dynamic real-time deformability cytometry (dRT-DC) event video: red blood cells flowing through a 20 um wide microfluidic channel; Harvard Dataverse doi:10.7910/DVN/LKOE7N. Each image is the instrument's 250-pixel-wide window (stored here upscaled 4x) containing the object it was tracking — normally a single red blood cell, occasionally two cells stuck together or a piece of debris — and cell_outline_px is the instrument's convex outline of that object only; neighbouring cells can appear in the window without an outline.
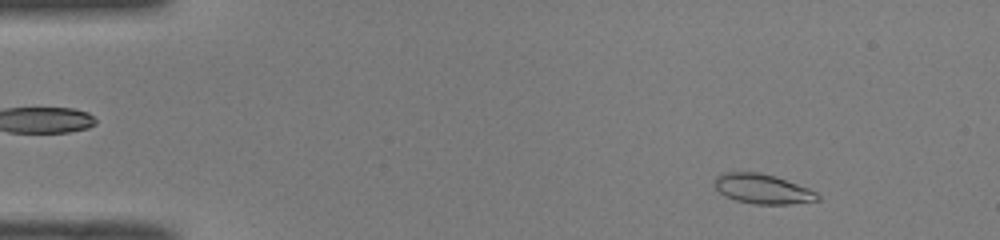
{"species": "common noctule bat (a hibernating species)", "species_latin": "Nyctalus noctula", "temperature_condition": "room temperature", "stored_images_in_passage": 50, "camera_frame_rate_fps": 3000, "um_per_image_px": 0.085, "animal": {"sex": "male", "body_mass_g": 19.0, "forearm_length_mm": 50.8}, "frame": {"image": 1, "passage_image": 6, "time_ms": 1.667, "image_size_px": [1000, 240], "cell_outline_px": [[820, 200], [788, 204], [756, 204], [736, 200], [724, 196], [712, 184], [716, 176], [724, 172], [760, 172], [776, 176], [808, 188], [816, 192], [820, 196]], "centroid_in_image_um": [64.79, 16.05], "position_along_channel_um": 20.2, "area_um2": 17.92}}
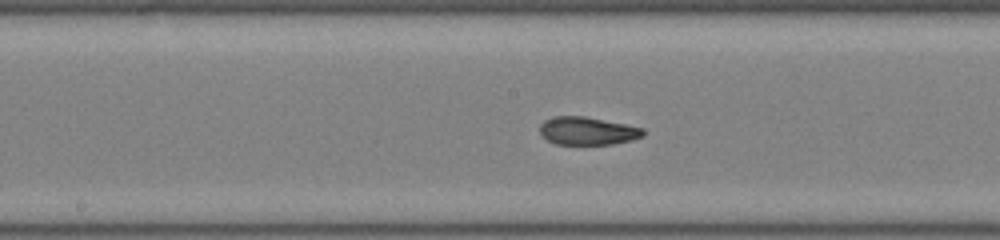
{"frame": {"image": 2, "passage_image": 26, "time_ms": 8.333, "image_size_px": [1000, 240], "cell_outline_px": [[644, 136], [632, 140], [612, 144], [556, 144], [540, 136], [540, 124], [544, 120], [556, 116], [584, 116], [644, 128]], "centroid_in_image_um": [49.92, 11.13], "position_along_channel_um": 198.3, "area_um2": 16.82}}
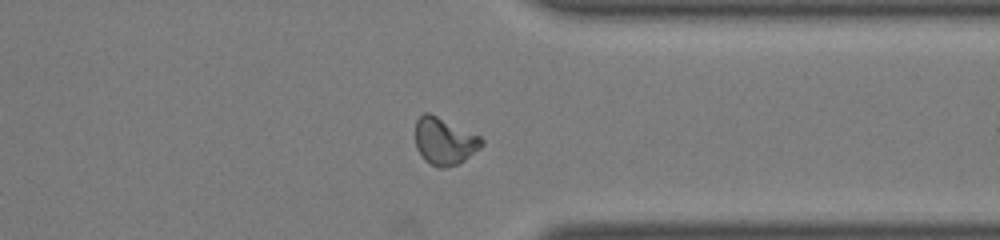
{"frame": {"image": 3, "passage_image": 39, "time_ms": 12.667, "image_size_px": [1000, 240], "cell_outline_px": [[484, 144], [480, 148], [464, 160], [456, 164], [444, 168], [440, 168], [424, 160], [416, 148], [416, 120], [424, 112], [428, 112], [480, 136], [484, 140]], "centroid_in_image_um": [37.77, 12.0], "position_along_channel_um": 373.6, "area_um2": 17.98}, "authors_computed_cell_mechanics": {"area_um2": 17.6579, "velocity_mm_per_s": 4.0898, "shape_relaxation_time_tau1_ms": 6.1457, "shape_relaxation_time_tau2_ms": 1.3165, "deformation_change_tau1": 0.2145, "deformation_change_tau2": 0.0681}}